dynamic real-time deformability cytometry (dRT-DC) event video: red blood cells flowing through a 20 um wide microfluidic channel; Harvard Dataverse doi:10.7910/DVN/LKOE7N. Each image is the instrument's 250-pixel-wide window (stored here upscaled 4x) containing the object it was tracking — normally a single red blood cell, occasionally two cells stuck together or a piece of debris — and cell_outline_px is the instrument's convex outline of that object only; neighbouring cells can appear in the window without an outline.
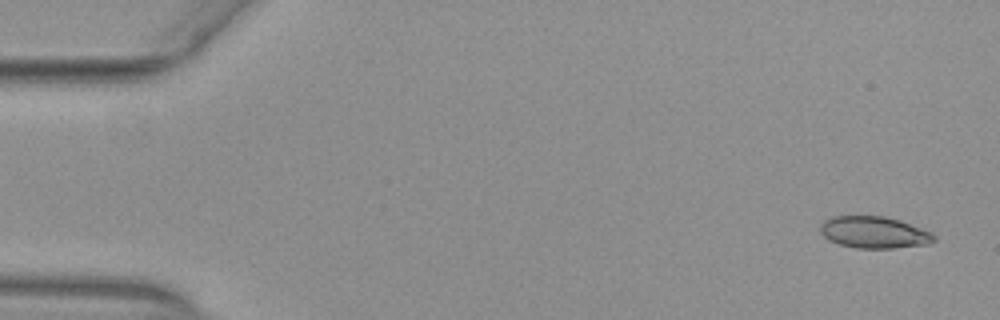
{"species": "common noctule bat (a hibernating species)", "species_latin": "Nyctalus noctula", "temperature_condition": "warm", "stored_images_in_passage": 55, "segment_of_instrument_passage": [1, 2], "camera_frame_rate_fps": 3000, "um_per_image_px": 0.085, "animal": {"sex": "female", "body_mass_g": 29.2, "forearm_length_mm": 56.3}, "frame": {"image": 1, "passage_image": 3, "time_ms": 0.667, "image_size_px": [1000, 320], "cell_outline_px": [[936, 240], [928, 244], [896, 248], [856, 248], [840, 244], [828, 240], [820, 232], [820, 224], [824, 220], [832, 216], [884, 216], [900, 220], [932, 232], [936, 236]], "centroid_in_image_um": [74.3, 19.75], "position_along_channel_um": 10.7, "area_um2": 21.21}}
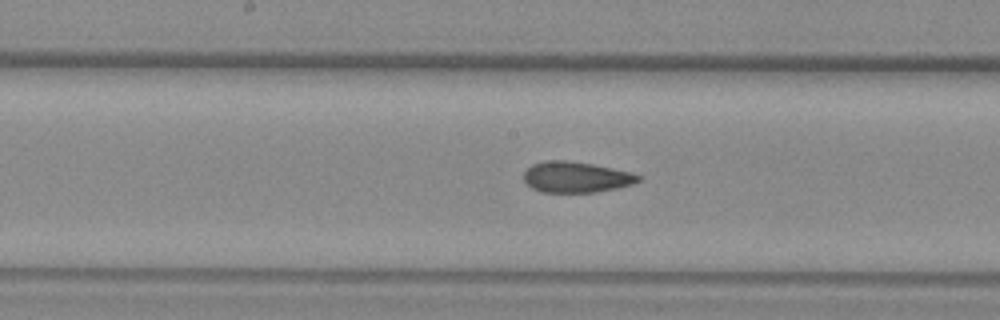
{"frame": {"image": 2, "passage_image": 28, "time_ms": 9.0, "image_size_px": [1000, 320], "cell_outline_px": [[644, 176], [640, 180], [632, 184], [616, 188], [596, 192], [540, 192], [532, 188], [524, 180], [524, 172], [532, 164], [544, 160], [564, 160], [592, 164], [632, 172]], "centroid_in_image_um": [48.98, 15.05], "position_along_channel_um": 199.2, "area_um2": 20.63}}
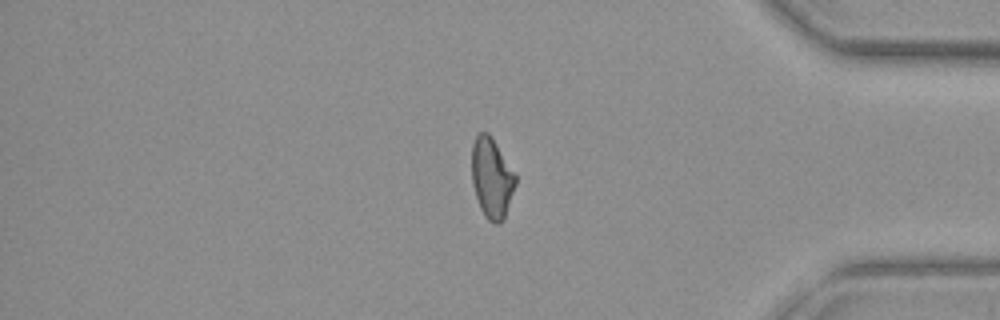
{"frame": {"image": 3, "passage_image": 45, "time_ms": 14.667, "image_size_px": [1000, 320], "cell_outline_px": [[516, 184], [504, 220], [496, 224], [492, 224], [484, 216], [480, 208], [472, 184], [472, 144], [476, 136], [480, 132], [488, 132], [492, 136], [516, 176]], "centroid_in_image_um": [41.79, 15.14], "position_along_channel_um": 393.4, "area_um2": 20.52}}